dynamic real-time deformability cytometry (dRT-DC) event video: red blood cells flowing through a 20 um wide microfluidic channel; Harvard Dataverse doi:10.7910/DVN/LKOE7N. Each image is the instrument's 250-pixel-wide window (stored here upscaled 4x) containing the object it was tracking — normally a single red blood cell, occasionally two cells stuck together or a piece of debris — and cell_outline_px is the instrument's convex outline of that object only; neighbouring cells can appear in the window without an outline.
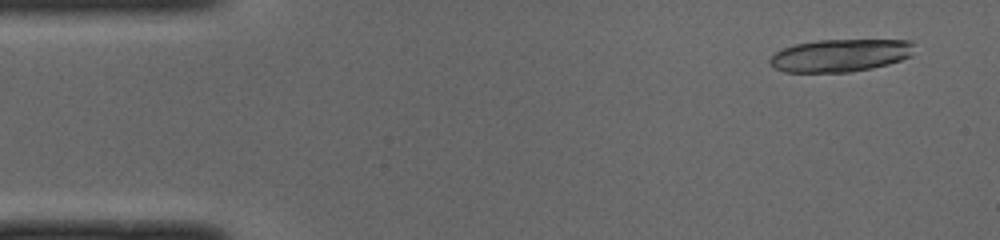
{"species": "common noctule bat (a hibernating species)", "species_latin": "Nyctalus noctula", "temperature_condition": "cold", "stored_images_in_passage": 15, "camera_frame_rate_fps": 3000, "um_per_image_px": 0.085, "animal": {"sex": "male", "body_mass_g": 19.0, "forearm_length_mm": 50.8}, "frame": {"image": 1, "passage_image": 3, "time_ms": 0.667, "image_size_px": [1000, 240], "cell_outline_px": [[912, 56], [888, 64], [872, 68], [848, 72], [784, 72], [776, 68], [768, 60], [776, 52], [784, 48], [796, 44], [816, 40], [912, 40]], "centroid_in_image_um": [71.43, 4.71], "position_along_channel_um": 13.6, "area_um2": 27.28}}